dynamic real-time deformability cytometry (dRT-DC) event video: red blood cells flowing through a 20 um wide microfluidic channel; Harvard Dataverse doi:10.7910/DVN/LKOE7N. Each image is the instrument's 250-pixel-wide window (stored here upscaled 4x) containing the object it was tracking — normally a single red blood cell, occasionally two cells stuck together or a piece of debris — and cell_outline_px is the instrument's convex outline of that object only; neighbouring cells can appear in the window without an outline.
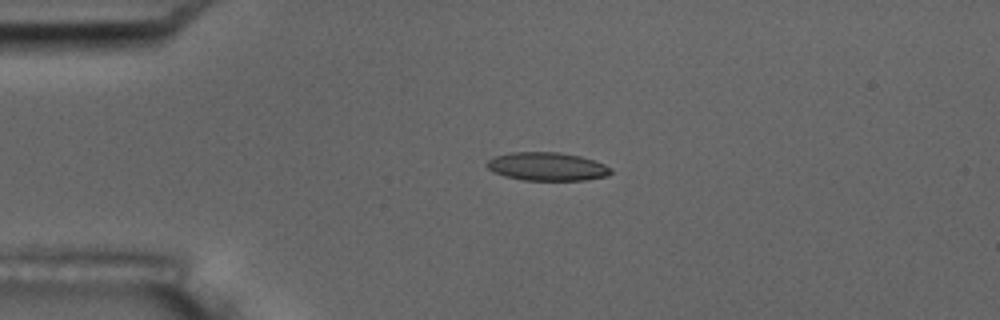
{"species": "common noctule bat (a hibernating species)", "species_latin": "Nyctalus noctula", "temperature_condition": "room temperature", "stored_images_in_passage": 2, "camera_frame_rate_fps": 3000, "um_per_image_px": 0.085, "animal": {"sex": "male", "body_mass_g": 17.5, "forearm_length_mm": 52.3}, "frame": {"image": 1, "passage_image": 1, "time_ms": 0.0, "image_size_px": [1000, 320], "cell_outline_px": [[612, 172], [608, 176], [584, 180], [524, 180], [504, 176], [492, 172], [484, 164], [488, 160], [496, 156], [512, 152], [560, 152], [580, 156], [604, 164], [612, 168]], "centroid_in_image_um": [46.49, 14.16], "position_along_channel_um": 38.5, "area_um2": 20.52}}